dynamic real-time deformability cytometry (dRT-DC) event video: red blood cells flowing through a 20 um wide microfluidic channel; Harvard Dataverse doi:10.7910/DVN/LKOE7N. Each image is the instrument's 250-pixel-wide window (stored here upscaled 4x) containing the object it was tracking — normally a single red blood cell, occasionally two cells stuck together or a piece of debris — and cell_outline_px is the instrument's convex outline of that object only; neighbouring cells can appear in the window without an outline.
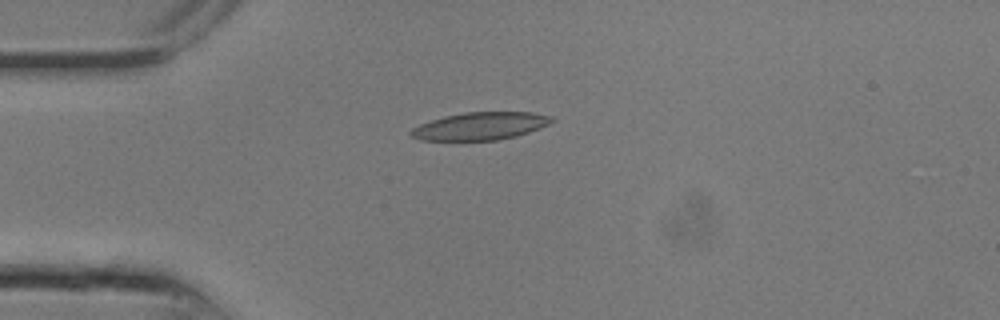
{"species": "common noctule bat (a hibernating species)", "species_latin": "Nyctalus noctula", "temperature_condition": "room temperature", "stored_images_in_passage": 16, "camera_frame_rate_fps": 3000, "um_per_image_px": 0.085, "animal": {"sex": "male", "body_mass_g": 13.3}, "frame": {"image": 1, "passage_image": 7, "time_ms": 2.0, "image_size_px": [1000, 320], "cell_outline_px": [[556, 120], [540, 128], [516, 136], [496, 140], [420, 140], [412, 136], [408, 132], [412, 128], [420, 124], [444, 116], [464, 112], [532, 112], [552, 116]], "centroid_in_image_um": [40.83, 10.71], "position_along_channel_um": 44.2, "area_um2": 22.66}}
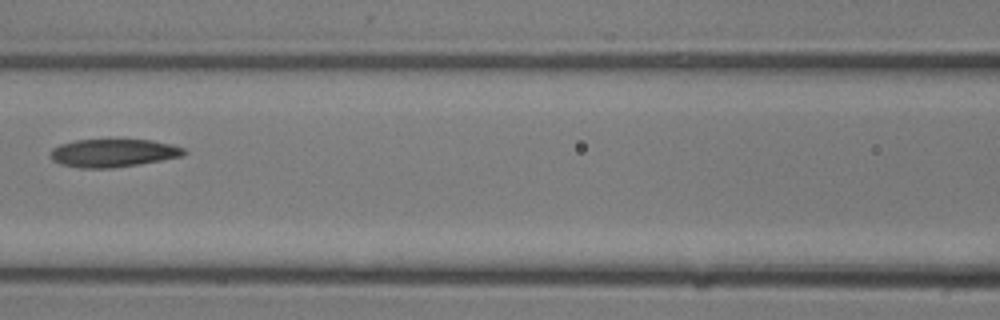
{"frame": {"image": 2, "passage_image": 12, "time_ms": 3.667, "image_size_px": [1000, 320], "cell_outline_px": [[188, 152], [184, 156], [140, 164], [112, 168], [80, 168], [60, 164], [52, 160], [52, 148], [60, 144], [76, 140], [152, 140], [172, 144], [184, 148]], "centroid_in_image_um": [9.67, 13.01], "position_along_channel_um": 156.9, "area_um2": 21.85}}
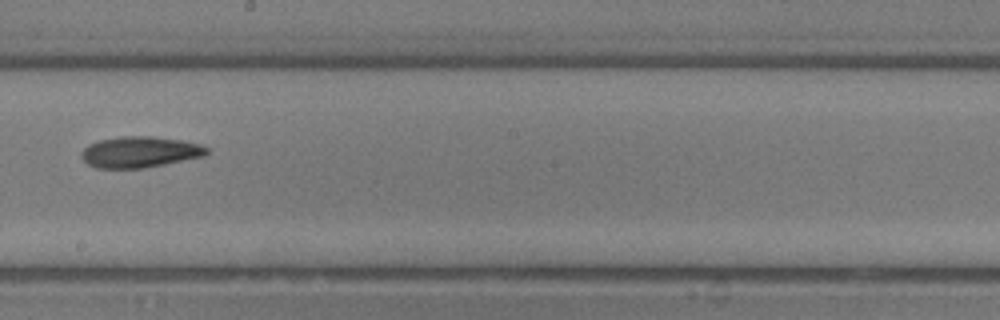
{"frame": {"image": 3, "passage_image": 15, "time_ms": 4.667, "image_size_px": [1000, 320], "cell_outline_px": [[208, 152], [204, 156], [144, 168], [96, 168], [88, 164], [80, 156], [80, 152], [88, 144], [100, 140], [124, 136], [152, 136], [180, 140], [200, 144], [208, 148]], "centroid_in_image_um": [11.86, 12.92], "position_along_channel_um": 236.3, "area_um2": 22.6}}